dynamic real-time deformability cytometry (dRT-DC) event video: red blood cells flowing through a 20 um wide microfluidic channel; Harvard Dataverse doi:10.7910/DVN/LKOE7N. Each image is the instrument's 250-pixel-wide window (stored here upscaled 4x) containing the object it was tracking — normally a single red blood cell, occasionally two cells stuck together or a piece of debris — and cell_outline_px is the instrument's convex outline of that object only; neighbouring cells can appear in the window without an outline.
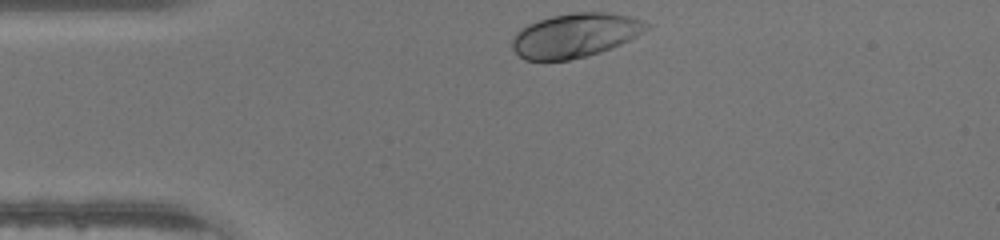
{"species": "human", "species_latin": "Homo sapiens", "temperature_condition": "warm", "stored_images_in_passage": 28, "camera_frame_rate_fps": 3000, "um_per_image_px": 0.085, "donor": {"sex": "male"}, "frame": {"image": 1, "passage_image": 1, "time_ms": 0.0, "image_size_px": [1000, 240], "cell_outline_px": [[652, 24], [644, 32], [620, 44], [600, 52], [568, 60], [524, 60], [512, 48], [512, 40], [516, 32], [520, 28], [528, 24], [552, 16], [576, 12], [608, 12], [632, 16], [644, 20]], "centroid_in_image_um": [48.91, 2.99], "position_along_channel_um": 36.1, "area_um2": 34.51}}
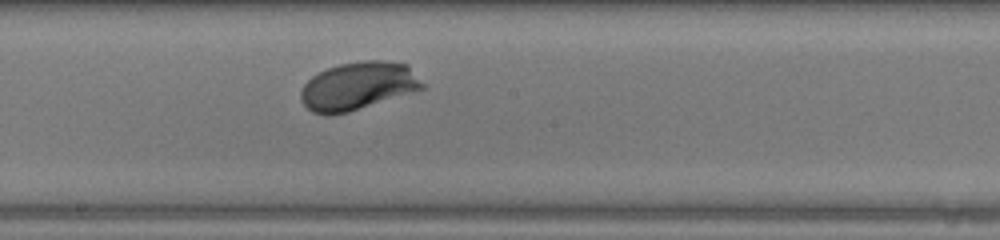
{"frame": {"image": 2, "passage_image": 16, "time_ms": 5.0, "image_size_px": [1000, 240], "cell_outline_px": [[424, 88], [348, 112], [328, 116], [324, 116], [312, 112], [300, 100], [300, 92], [304, 84], [312, 76], [328, 68], [340, 64], [364, 60], [380, 60], [408, 64], [424, 84]], "centroid_in_image_um": [30.4, 7.31], "position_along_channel_um": 217.8, "area_um2": 33.81}}
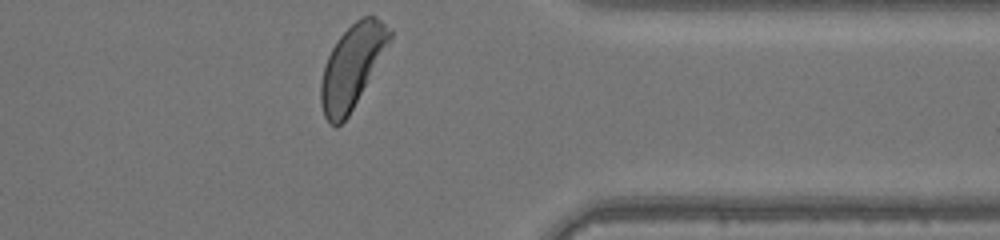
{"frame": {"image": 3, "passage_image": 28, "time_ms": 9.0, "image_size_px": [1000, 240], "cell_outline_px": [[392, 36], [348, 116], [336, 128], [324, 116], [320, 104], [320, 84], [324, 68], [328, 56], [336, 40], [356, 20], [364, 16], [376, 16], [392, 28]], "centroid_in_image_um": [29.9, 5.63], "position_along_channel_um": 381.5, "area_um2": 32.43}}